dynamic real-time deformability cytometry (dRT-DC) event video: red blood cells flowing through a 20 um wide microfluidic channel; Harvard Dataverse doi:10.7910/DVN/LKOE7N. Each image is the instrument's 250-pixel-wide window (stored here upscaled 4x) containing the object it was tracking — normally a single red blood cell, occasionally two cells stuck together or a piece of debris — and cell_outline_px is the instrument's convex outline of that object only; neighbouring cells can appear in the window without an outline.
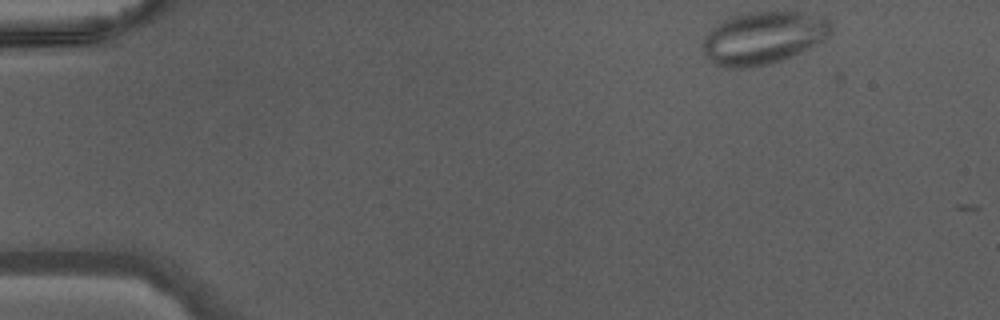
{"species": "Egyptian fruit bat (a non-hibernating species)", "species_latin": "Rousettus aegyptiacus", "temperature_condition": "warm", "stored_images_in_passage": 3, "camera_frame_rate_fps": 3000, "um_per_image_px": 0.085, "animal": {"sex": "male"}, "frame": {"image": 1, "passage_image": 1, "time_ms": 0.0, "image_size_px": [1000, 320], "cell_outline_px": [[832, 28], [828, 36], [816, 44], [792, 56], [772, 64], [744, 68], [724, 68], [716, 64], [704, 52], [704, 36], [712, 28], [724, 20], [732, 16], [748, 12], [800, 12], [824, 16], [828, 20]], "centroid_in_image_um": [64.9, 3.22], "position_along_channel_um": 20.1, "area_um2": 39.02}}